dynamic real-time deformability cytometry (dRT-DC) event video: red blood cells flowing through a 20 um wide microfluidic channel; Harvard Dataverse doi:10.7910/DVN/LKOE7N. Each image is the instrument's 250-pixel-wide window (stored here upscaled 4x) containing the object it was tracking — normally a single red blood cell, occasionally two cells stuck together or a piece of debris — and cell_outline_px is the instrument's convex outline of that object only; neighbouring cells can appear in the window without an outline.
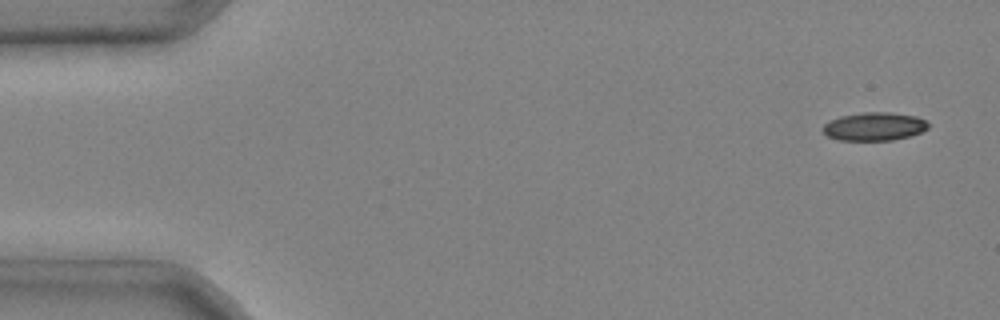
{"species": "common noctule bat (a hibernating species)", "species_latin": "Nyctalus noctula", "temperature_condition": "cold", "stored_images_in_passage": 4, "camera_frame_rate_fps": 3000, "um_per_image_px": 0.085, "animal": {"sex": "male", "body_mass_g": 20.4}, "frame": {"image": 1, "passage_image": 1, "time_ms": 0.0, "image_size_px": [1000, 320], "cell_outline_px": [[928, 128], [920, 132], [908, 136], [892, 140], [840, 140], [828, 136], [824, 132], [824, 124], [828, 120], [840, 116], [864, 112], [888, 112], [916, 116], [924, 120], [928, 124]], "centroid_in_image_um": [74.29, 10.74], "position_along_channel_um": 10.7, "area_um2": 17.17}}
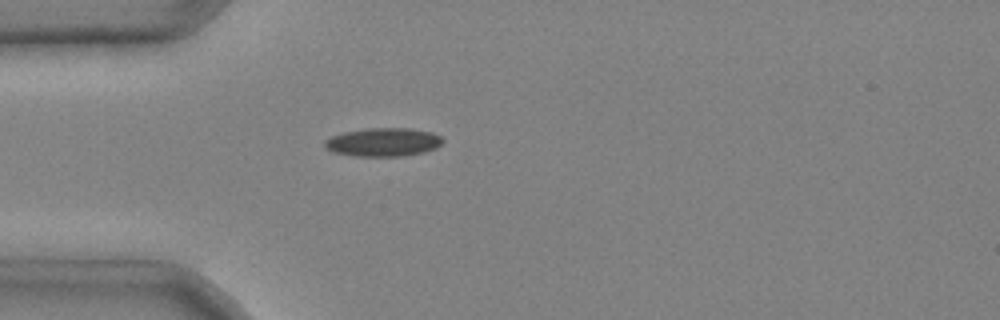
{"frame": {"image": 2, "passage_image": 4, "time_ms": 1.0, "image_size_px": [1000, 320], "cell_outline_px": [[444, 140], [436, 148], [424, 152], [404, 156], [356, 156], [332, 152], [324, 144], [324, 140], [332, 136], [344, 132], [364, 128], [412, 128], [432, 132], [440, 136]], "centroid_in_image_um": [32.59, 12.07], "position_along_channel_um": 52.4, "area_um2": 19.65}}